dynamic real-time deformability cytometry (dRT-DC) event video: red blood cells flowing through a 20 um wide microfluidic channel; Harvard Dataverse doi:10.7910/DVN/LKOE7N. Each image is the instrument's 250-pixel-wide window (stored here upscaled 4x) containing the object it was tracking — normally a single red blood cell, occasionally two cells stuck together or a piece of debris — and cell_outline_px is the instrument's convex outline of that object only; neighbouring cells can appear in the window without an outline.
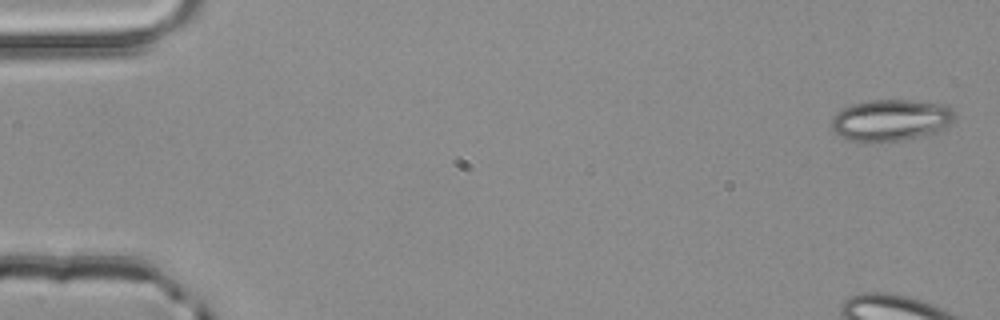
{"species": "common noctule bat (a hibernating species)", "species_latin": "Nyctalus noctula", "temperature_condition": "room temperature", "stored_images_in_passage": 4, "camera_frame_rate_fps": 3000, "um_per_image_px": 0.085, "animal": {"sex": "male", "body_mass_g": 20.4}, "frame": {"image": 1, "passage_image": 1, "time_ms": 0.0, "image_size_px": [1000, 320], "cell_outline_px": [[956, 116], [952, 124], [928, 136], [904, 140], [848, 140], [840, 136], [832, 128], [832, 116], [836, 112], [852, 104], [868, 100], [912, 100], [948, 104]], "centroid_in_image_um": [75.79, 10.19], "position_along_channel_um": 9.2, "area_um2": 29.94}}